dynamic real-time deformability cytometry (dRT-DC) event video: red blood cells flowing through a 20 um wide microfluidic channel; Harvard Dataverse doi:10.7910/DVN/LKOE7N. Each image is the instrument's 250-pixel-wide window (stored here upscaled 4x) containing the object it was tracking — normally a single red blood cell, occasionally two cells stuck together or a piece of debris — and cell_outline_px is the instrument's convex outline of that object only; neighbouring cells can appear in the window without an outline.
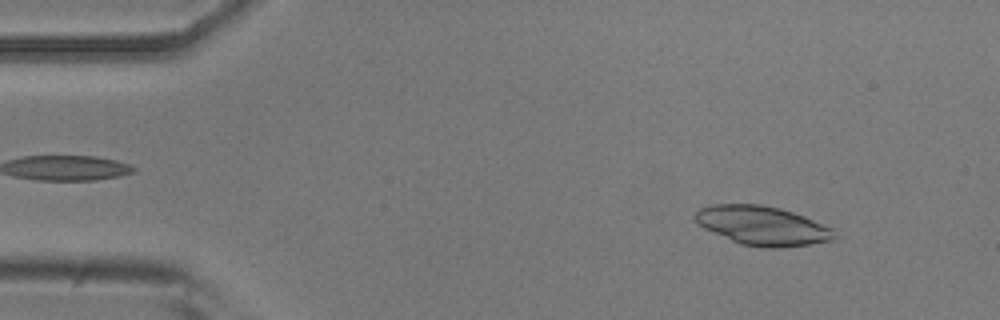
{"species": "common noctule bat (a hibernating species)", "species_latin": "Nyctalus noctula", "temperature_condition": "room temperature", "stored_images_in_passage": 50, "camera_frame_rate_fps": 3000, "um_per_image_px": 0.085, "animal": {"sex": "male", "body_mass_g": 20.5, "forearm_length_mm": 52.5}, "frame": {"image": 1, "passage_image": 5, "time_ms": 1.333, "image_size_px": [1000, 320], "cell_outline_px": [[836, 236], [832, 240], [812, 244], [780, 248], [768, 248], [740, 244], [704, 228], [692, 216], [700, 208], [712, 204], [760, 204], [780, 208], [804, 216], [832, 228]], "centroid_in_image_um": [64.8, 19.18], "position_along_channel_um": 20.2, "area_um2": 31.62}}